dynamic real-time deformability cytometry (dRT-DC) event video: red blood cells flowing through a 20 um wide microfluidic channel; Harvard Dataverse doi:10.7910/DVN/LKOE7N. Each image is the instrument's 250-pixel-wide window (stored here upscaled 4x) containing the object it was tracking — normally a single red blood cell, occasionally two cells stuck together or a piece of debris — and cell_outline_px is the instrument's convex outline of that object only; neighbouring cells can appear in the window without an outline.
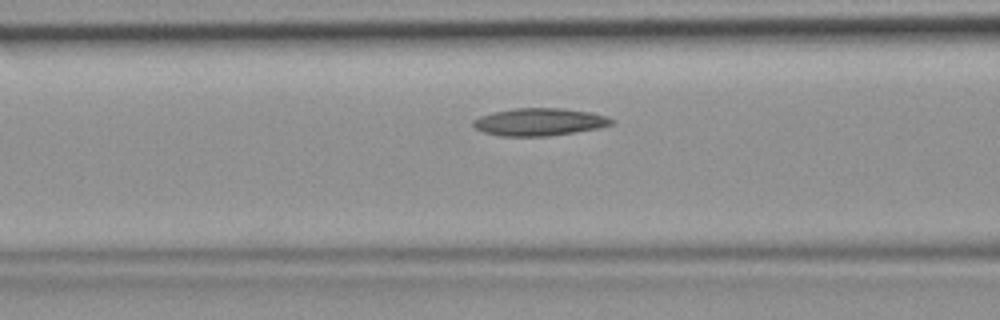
{"species": "common noctule bat (a hibernating species)", "species_latin": "Nyctalus noctula", "temperature_condition": "room temperature", "stored_images_in_passage": 28, "camera_frame_rate_fps": 3000, "um_per_image_px": 0.085, "animal": {"sex": "female", "body_mass_g": 19.9}, "frame": {"image": 1, "passage_image": 8, "time_ms": 2.333, "image_size_px": [1000, 320], "cell_outline_px": [[616, 120], [612, 124], [600, 128], [548, 136], [500, 136], [484, 132], [476, 128], [472, 124], [472, 120], [480, 116], [492, 112], [516, 108], [560, 108], [588, 112], [604, 116]], "centroid_in_image_um": [45.82, 10.37], "position_along_channel_um": 120.8, "area_um2": 22.08}}
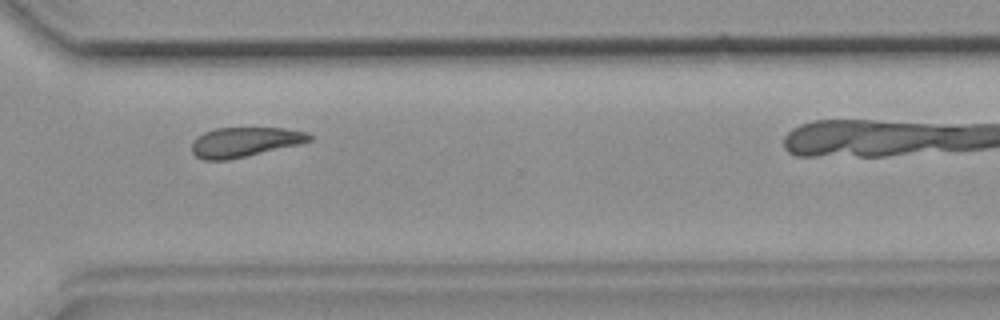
{"frame": {"image": 2, "passage_image": 24, "time_ms": 7.667, "image_size_px": [1000, 320], "cell_outline_px": [[312, 140], [300, 144], [228, 160], [204, 160], [196, 156], [192, 152], [192, 140], [196, 136], [204, 132], [216, 128], [284, 128], [308, 132], [312, 136]], "centroid_in_image_um": [20.79, 12.07], "position_along_channel_um": 349.8, "area_um2": 20.4}}
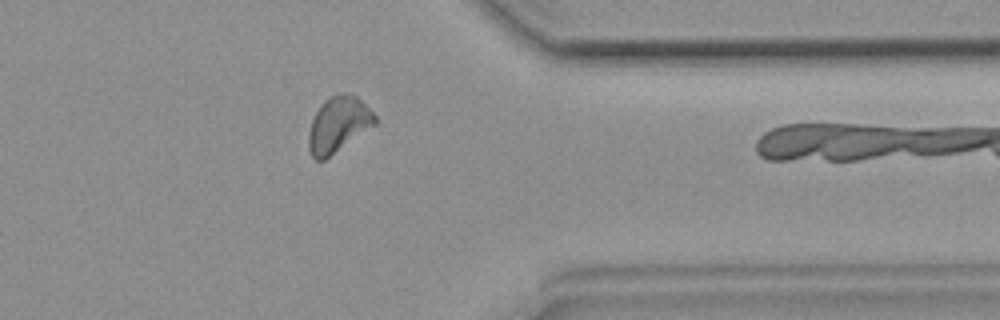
{"frame": {"image": 3, "passage_image": 27, "time_ms": 8.667, "image_size_px": [1000, 320], "cell_outline_px": [[376, 124], [324, 160], [316, 160], [312, 156], [308, 148], [308, 132], [312, 120], [320, 104], [324, 100], [332, 96], [344, 92], [352, 92], [376, 116]], "centroid_in_image_um": [28.74, 10.57], "position_along_channel_um": 382.7, "area_um2": 21.33}}